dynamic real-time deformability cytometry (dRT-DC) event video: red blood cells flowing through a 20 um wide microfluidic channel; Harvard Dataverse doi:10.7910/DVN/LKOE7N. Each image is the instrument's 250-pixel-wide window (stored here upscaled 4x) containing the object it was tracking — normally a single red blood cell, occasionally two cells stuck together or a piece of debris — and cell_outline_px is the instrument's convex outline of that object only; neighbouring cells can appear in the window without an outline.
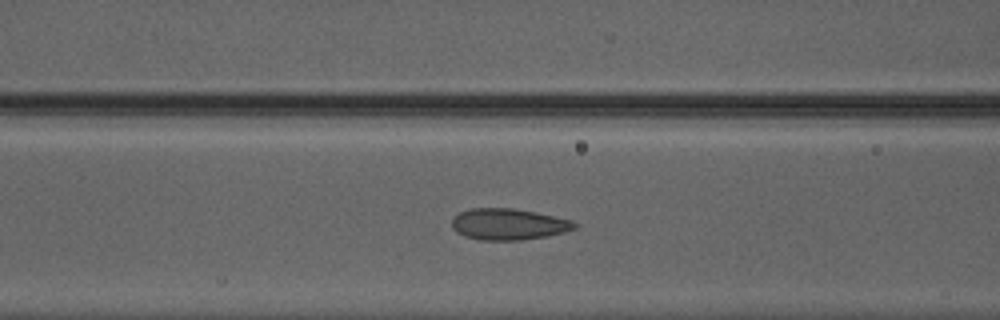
{"species": "Egyptian fruit bat (a non-hibernating species)", "species_latin": "Rousettus aegyptiacus", "temperature_condition": "warm", "stored_images_in_passage": 14, "camera_frame_rate_fps": 3000, "um_per_image_px": 0.085, "animal": {"sex": "male"}, "frame": {"image": 1, "passage_image": 12, "time_ms": 3.667, "image_size_px": [1000, 320], "cell_outline_px": [[576, 228], [564, 232], [548, 236], [524, 240], [480, 240], [464, 236], [456, 232], [452, 228], [452, 220], [460, 212], [472, 208], [512, 208], [536, 212], [572, 220], [576, 224]], "centroid_in_image_um": [43.22, 19.06], "position_along_channel_um": 123.4, "area_um2": 22.43}}